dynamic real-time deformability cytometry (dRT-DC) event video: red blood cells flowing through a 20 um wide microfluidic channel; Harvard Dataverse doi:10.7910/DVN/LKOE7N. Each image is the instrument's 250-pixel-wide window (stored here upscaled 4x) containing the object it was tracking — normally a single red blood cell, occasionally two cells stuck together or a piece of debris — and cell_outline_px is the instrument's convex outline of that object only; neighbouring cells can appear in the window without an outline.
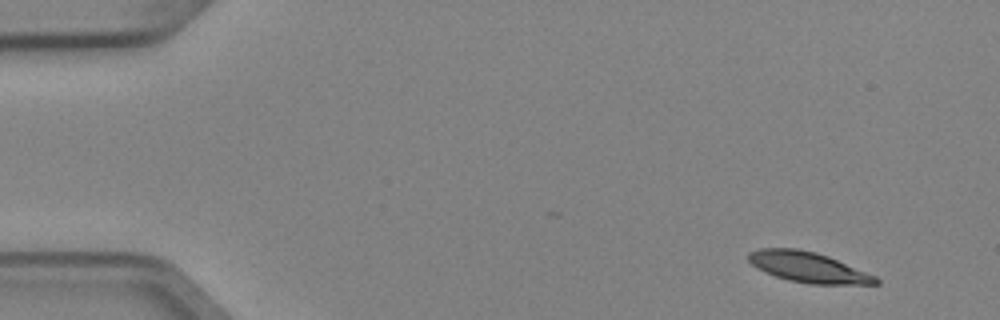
{"species": "Egyptian fruit bat (a non-hibernating species)", "species_latin": "Rousettus aegyptiacus", "temperature_condition": "cold", "stored_images_in_passage": 4, "camera_frame_rate_fps": 3000, "um_per_image_px": 0.085, "animal": {"sex": "female"}, "frame": {"image": 1, "passage_image": 1, "time_ms": 0.0, "image_size_px": [1000, 320], "cell_outline_px": [[880, 284], [808, 284], [788, 280], [764, 272], [756, 268], [748, 260], [748, 252], [760, 248], [796, 248], [816, 252], [828, 256], [876, 276], [880, 280]], "centroid_in_image_um": [68.68, 22.71], "position_along_channel_um": 16.3, "area_um2": 22.6}}